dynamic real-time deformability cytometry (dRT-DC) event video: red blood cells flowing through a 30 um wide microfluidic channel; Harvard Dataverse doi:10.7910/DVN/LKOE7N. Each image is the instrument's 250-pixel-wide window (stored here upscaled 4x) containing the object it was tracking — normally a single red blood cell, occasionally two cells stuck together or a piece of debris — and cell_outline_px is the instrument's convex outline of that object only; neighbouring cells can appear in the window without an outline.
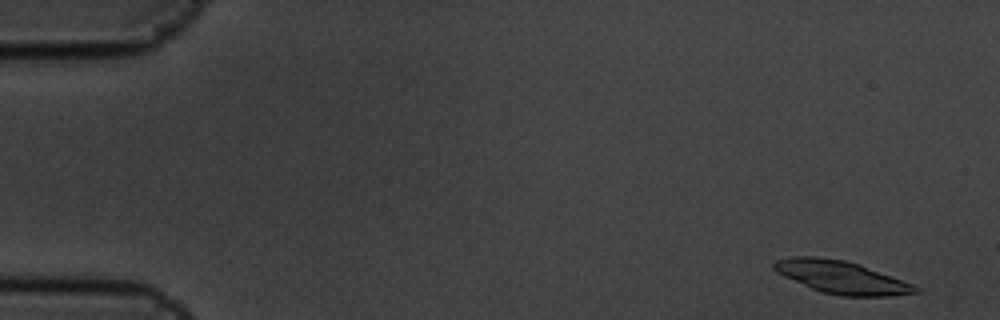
{"species": "common noctule bat (a hibernating species)", "species_latin": "Nyctalus noctula", "temperature_condition": "cold", "stored_images_in_passage": 5, "camera_frame_rate_fps": 3000, "um_per_image_px": 0.085, "animal": {"sex": "male", "body_mass_g": 19.5, "forearm_length_mm": 54.6}, "frame": {"image": 1, "passage_image": 1, "time_ms": 0.0, "image_size_px": [1000, 320], "cell_outline_px": [[920, 292], [888, 296], [840, 296], [820, 292], [784, 276], [776, 272], [772, 268], [772, 264], [776, 260], [792, 256], [816, 256], [844, 260], [860, 264], [912, 284], [920, 288]], "centroid_in_image_um": [71.49, 23.56], "position_along_channel_um": 13.5, "area_um2": 26.88}}